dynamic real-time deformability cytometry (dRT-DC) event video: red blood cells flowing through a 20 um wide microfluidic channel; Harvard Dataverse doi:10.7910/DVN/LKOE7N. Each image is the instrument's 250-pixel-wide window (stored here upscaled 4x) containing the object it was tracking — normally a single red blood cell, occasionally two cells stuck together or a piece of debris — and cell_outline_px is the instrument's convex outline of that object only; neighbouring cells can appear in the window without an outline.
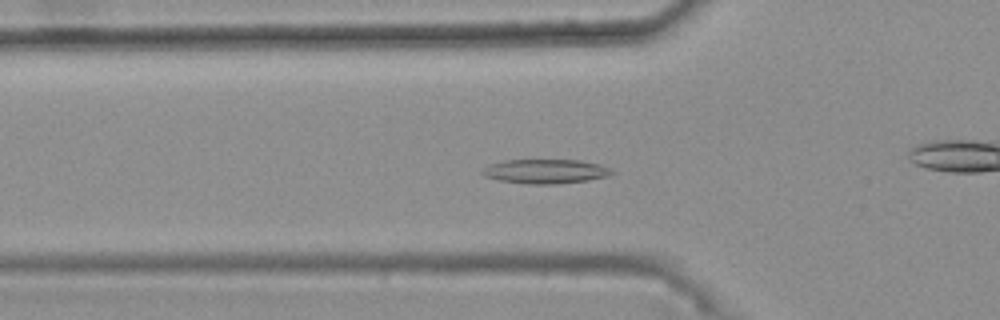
{"species": "common noctule bat (a hibernating species)", "species_latin": "Nyctalus noctula", "temperature_condition": "warm", "stored_images_in_passage": 46, "camera_frame_rate_fps": 3000, "um_per_image_px": 0.085, "animal": {"sex": "female", "body_mass_g": 25.1}, "frame": {"image": 1, "passage_image": 17, "time_ms": 5.333, "image_size_px": [1000, 320], "cell_outline_px": [[616, 172], [608, 176], [588, 180], [556, 184], [528, 184], [500, 180], [484, 176], [480, 172], [488, 164], [504, 160], [580, 160], [600, 164], [612, 168]], "centroid_in_image_um": [46.39, 14.56], "position_along_channel_um": 79.4, "area_um2": 18.5}}
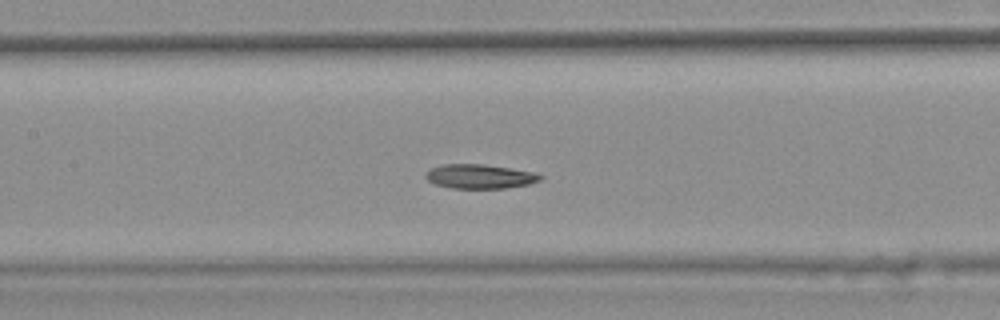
{"frame": {"image": 2, "passage_image": 24, "time_ms": 7.667, "image_size_px": [1000, 320], "cell_outline_px": [[544, 176], [540, 180], [528, 184], [504, 188], [452, 188], [436, 184], [428, 180], [424, 176], [432, 168], [444, 164], [484, 164], [512, 168], [532, 172]], "centroid_in_image_um": [40.8, 14.99], "position_along_channel_um": 166.6, "area_um2": 16.01}}
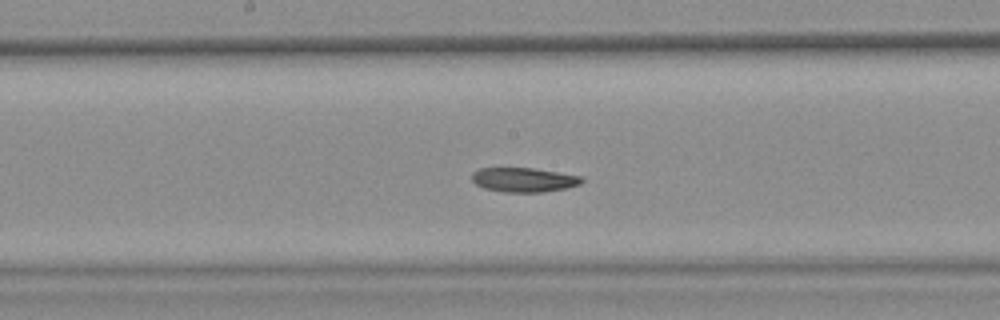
{"frame": {"image": 3, "passage_image": 27, "time_ms": 8.667, "image_size_px": [1000, 320], "cell_outline_px": [[584, 180], [580, 184], [568, 188], [544, 192], [504, 192], [484, 188], [476, 184], [472, 180], [472, 172], [480, 168], [532, 168], [584, 176]], "centroid_in_image_um": [44.56, 15.28], "position_along_channel_um": 203.6, "area_um2": 15.72}, "authors_computed_cell_mechanics": {"area_um2": 16.8198, "velocity_mm_per_s": 3.7302, "shape_relaxation_time_tau1_ms": null, "shape_relaxation_time_tau2_ms": 7.3633, "deformation_change_tau1": null, "deformation_change_tau2": 0.1307}}